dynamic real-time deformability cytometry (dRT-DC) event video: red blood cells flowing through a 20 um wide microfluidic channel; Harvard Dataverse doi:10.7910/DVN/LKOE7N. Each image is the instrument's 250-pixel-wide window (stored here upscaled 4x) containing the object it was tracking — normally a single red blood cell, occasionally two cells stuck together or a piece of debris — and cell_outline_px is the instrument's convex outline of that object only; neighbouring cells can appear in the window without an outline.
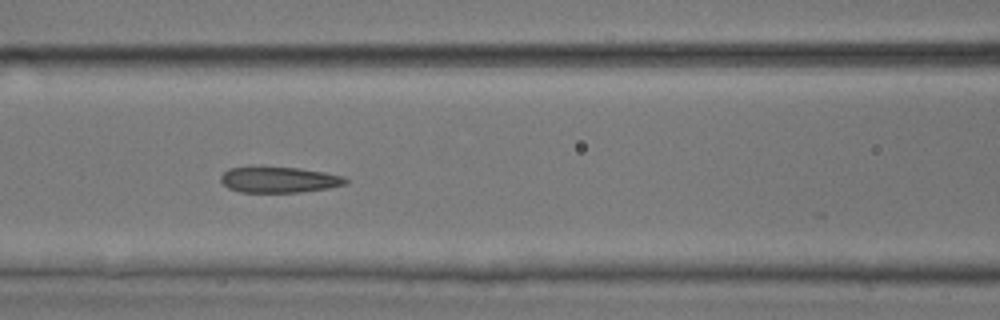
{"species": "common noctule bat (a hibernating species)", "species_latin": "Nyctalus noctula", "temperature_condition": "room temperature", "stored_images_in_passage": 31, "camera_frame_rate_fps": 3000, "um_per_image_px": 0.085, "animal": {"sex": "male", "body_mass_g": 17.9, "forearm_length_mm": 54.2}, "frame": {"image": 1, "passage_image": 22, "time_ms": 7.0, "image_size_px": [1000, 320], "cell_outline_px": [[348, 180], [344, 184], [328, 188], [300, 192], [240, 192], [228, 188], [220, 180], [220, 176], [228, 168], [248, 164], [260, 164], [300, 168], [324, 172], [344, 176]], "centroid_in_image_um": [23.62, 15.22], "position_along_channel_um": 143.0, "area_um2": 19.65}}
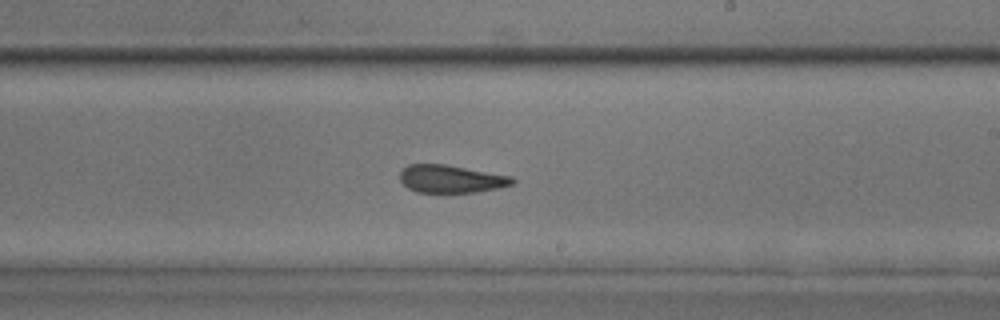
{"frame": {"image": 2, "passage_image": 30, "time_ms": 9.667, "image_size_px": [1000, 320], "cell_outline_px": [[516, 180], [512, 184], [500, 188], [476, 192], [416, 192], [408, 188], [400, 180], [400, 172], [408, 164], [444, 164], [512, 176]], "centroid_in_image_um": [38.35, 15.21], "position_along_channel_um": 250.7, "area_um2": 18.15}}